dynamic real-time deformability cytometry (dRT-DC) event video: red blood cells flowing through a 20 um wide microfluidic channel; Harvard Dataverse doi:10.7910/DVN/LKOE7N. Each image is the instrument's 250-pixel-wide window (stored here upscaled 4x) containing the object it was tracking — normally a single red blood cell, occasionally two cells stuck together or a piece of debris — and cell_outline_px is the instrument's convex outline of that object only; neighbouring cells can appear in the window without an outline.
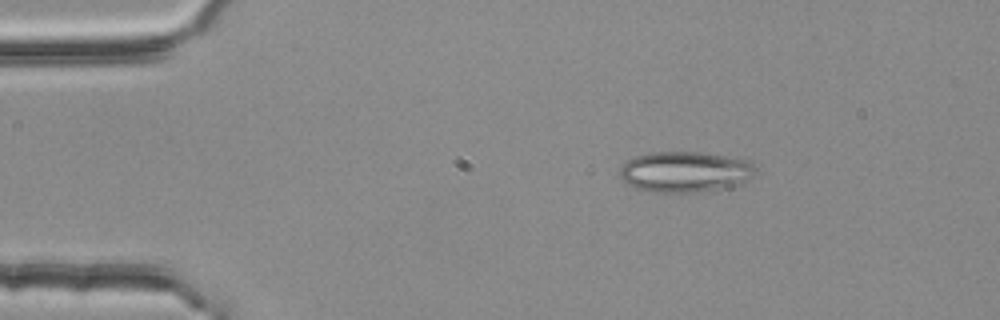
{"species": "common noctule bat (a hibernating species)", "species_latin": "Nyctalus noctula", "temperature_condition": "room temperature", "stored_images_in_passage": 3, "camera_frame_rate_fps": 3000, "um_per_image_px": 0.085, "animal": {"sex": "female", "body_mass_g": 25.1}, "frame": {"image": 1, "passage_image": 1, "time_ms": 0.0, "image_size_px": [1000, 320], "cell_outline_px": [[752, 176], [732, 188], [700, 192], [656, 192], [636, 188], [628, 184], [620, 176], [620, 164], [636, 156], [652, 152], [700, 152], [748, 160], [752, 164]], "centroid_in_image_um": [58.2, 14.61], "position_along_channel_um": 26.8, "area_um2": 32.08}}